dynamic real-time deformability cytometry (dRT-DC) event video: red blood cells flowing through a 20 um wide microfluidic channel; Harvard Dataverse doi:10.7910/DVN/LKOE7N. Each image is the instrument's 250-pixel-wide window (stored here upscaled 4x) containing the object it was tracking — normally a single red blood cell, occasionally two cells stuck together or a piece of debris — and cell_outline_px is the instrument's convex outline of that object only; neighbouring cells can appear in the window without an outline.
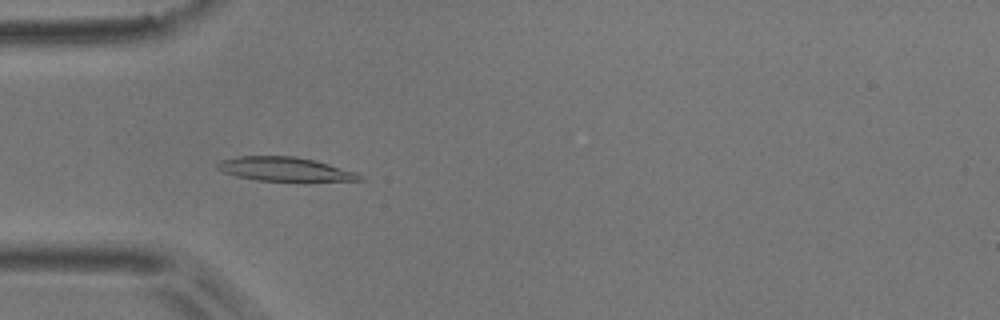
{"species": "common noctule bat (a hibernating species)", "species_latin": "Nyctalus noctula", "temperature_condition": "room temperature", "stored_images_in_passage": 52, "camera_frame_rate_fps": 3000, "um_per_image_px": 0.085, "animal": {"sex": "male", "body_mass_g": 17.9}, "frame": {"image": 1, "passage_image": 14, "time_ms": 4.333, "image_size_px": [1000, 320], "cell_outline_px": [[364, 180], [256, 180], [236, 176], [224, 172], [216, 168], [216, 164], [220, 160], [236, 156], [296, 156], [316, 160], [356, 172], [364, 176]], "centroid_in_image_um": [24.18, 14.35], "position_along_channel_um": 60.8, "area_um2": 19.65}}
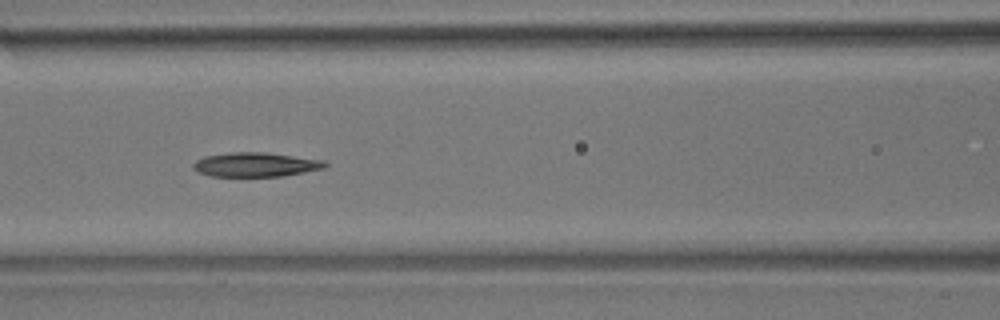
{"frame": {"image": 2, "passage_image": 21, "time_ms": 6.667, "image_size_px": [1000, 320], "cell_outline_px": [[328, 164], [324, 168], [304, 172], [280, 176], [212, 176], [196, 172], [192, 168], [192, 164], [196, 160], [204, 156], [232, 152], [264, 152], [324, 160]], "centroid_in_image_um": [21.69, 13.99], "position_along_channel_um": 144.9, "area_um2": 18.61}}
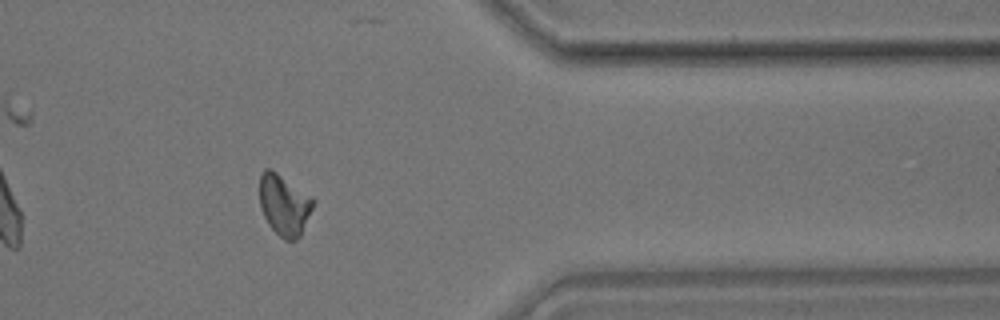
{"frame": {"image": 3, "passage_image": 42, "time_ms": 13.667, "image_size_px": [1000, 320], "cell_outline_px": [[312, 208], [300, 236], [296, 240], [284, 240], [268, 224], [264, 216], [260, 204], [260, 172], [264, 168], [272, 168], [312, 196]], "centroid_in_image_um": [24.13, 17.37], "position_along_channel_um": 387.3, "area_um2": 18.96}, "authors_computed_cell_mechanics": {"area_um2": 19.1029, "velocity_mm_per_s": 3.706, "shape_relaxation_time_tau1_ms": null, "shape_relaxation_time_tau2_ms": 8.7388, "deformation_change_tau1": null, "deformation_change_tau2": 0.1609}}